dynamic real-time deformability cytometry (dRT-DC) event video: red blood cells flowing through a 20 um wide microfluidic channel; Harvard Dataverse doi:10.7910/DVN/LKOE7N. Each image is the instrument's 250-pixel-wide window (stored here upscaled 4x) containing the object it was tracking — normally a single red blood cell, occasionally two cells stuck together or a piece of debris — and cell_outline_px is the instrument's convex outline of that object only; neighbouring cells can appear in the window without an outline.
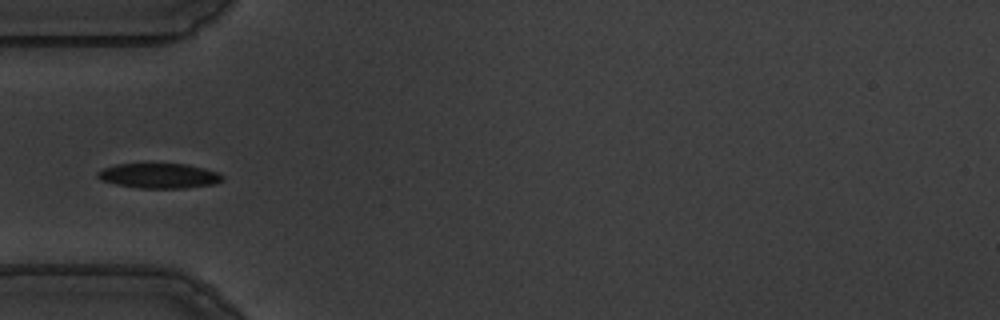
{"species": "common noctule bat (a hibernating species)", "species_latin": "Nyctalus noctula", "temperature_condition": "warm", "stored_images_in_passage": 39, "camera_frame_rate_fps": 3000, "um_per_image_px": 0.085, "animal": {"sex": "male", "body_mass_g": 19.5, "forearm_length_mm": 54.6}, "frame": {"image": 1, "passage_image": 1, "time_ms": 0.0, "image_size_px": [1000, 320], "cell_outline_px": [[224, 180], [216, 184], [184, 188], [140, 188], [116, 184], [100, 180], [96, 176], [96, 172], [104, 168], [116, 164], [188, 164], [204, 168], [216, 172], [224, 176]], "centroid_in_image_um": [13.53, 14.94], "position_along_channel_um": 71.5, "area_um2": 18.21}}
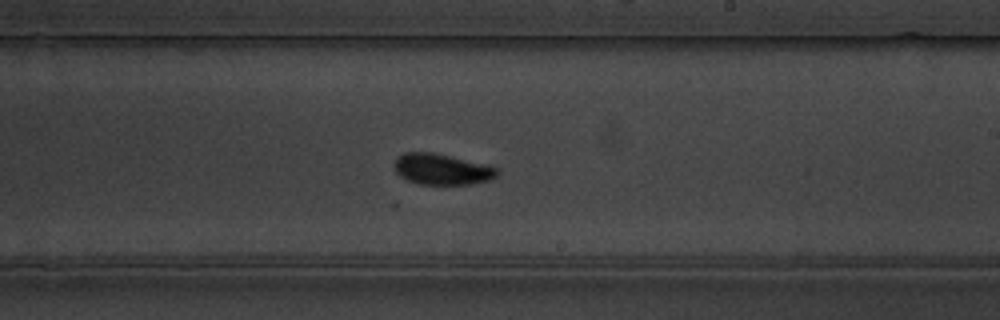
{"frame": {"image": 2, "passage_image": 16, "time_ms": 5.0, "image_size_px": [1000, 320], "cell_outline_px": [[500, 172], [496, 176], [488, 180], [472, 184], [420, 184], [404, 180], [396, 172], [396, 160], [404, 152], [432, 152], [500, 168]], "centroid_in_image_um": [37.57, 14.4], "position_along_channel_um": 251.4, "area_um2": 18.32}}
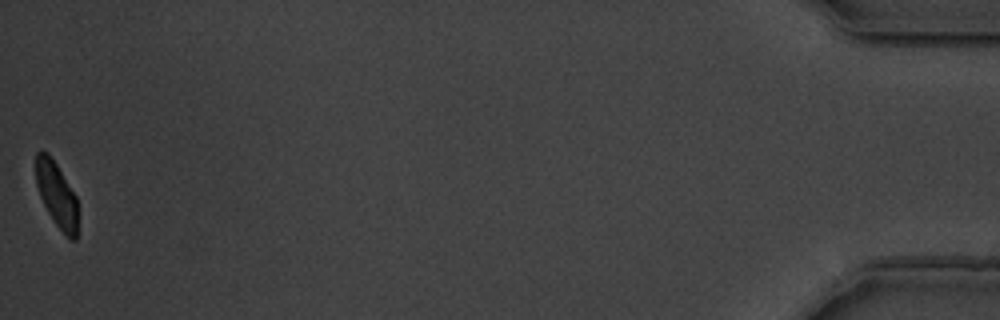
{"frame": {"image": 3, "passage_image": 39, "time_ms": 12.667, "image_size_px": [1000, 320], "cell_outline_px": [[76, 240], [72, 240], [56, 224], [48, 212], [40, 196], [36, 184], [36, 152], [48, 152], [56, 164], [76, 196]], "centroid_in_image_um": [4.79, 16.5], "position_along_channel_um": 430.4, "area_um2": 15.32}}